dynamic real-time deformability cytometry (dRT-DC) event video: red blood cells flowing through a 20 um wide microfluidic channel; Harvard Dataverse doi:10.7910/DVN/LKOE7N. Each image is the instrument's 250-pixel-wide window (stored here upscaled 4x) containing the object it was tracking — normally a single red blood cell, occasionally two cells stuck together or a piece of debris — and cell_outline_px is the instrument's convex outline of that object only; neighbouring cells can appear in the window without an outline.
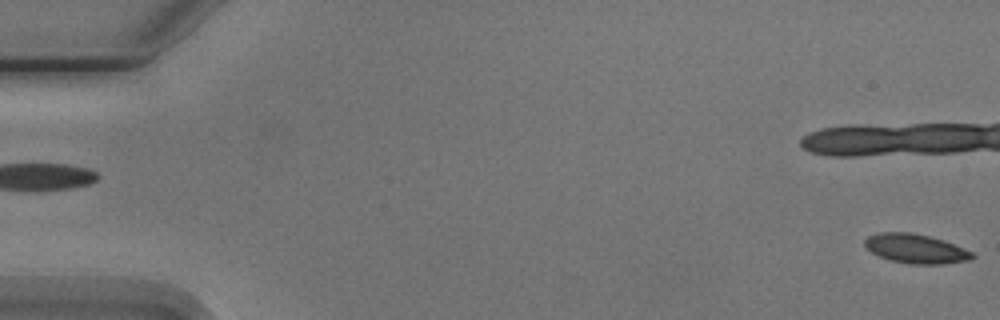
{"species": "Egyptian fruit bat (a non-hibernating species)", "species_latin": "Rousettus aegyptiacus", "temperature_condition": "cold", "stored_images_in_passage": 8, "camera_frame_rate_fps": 3000, "um_per_image_px": 0.085, "animal": {"sex": "male"}, "frame": {"image": 1, "passage_image": 1, "time_ms": 0.0, "image_size_px": [1000, 320], "cell_outline_px": [[976, 256], [972, 260], [940, 264], [912, 264], [892, 260], [880, 256], [872, 252], [864, 244], [864, 240], [868, 236], [880, 232], [912, 232], [944, 240], [972, 252]], "centroid_in_image_um": [77.86, 21.13], "position_along_channel_um": 7.1, "area_um2": 18.21}}